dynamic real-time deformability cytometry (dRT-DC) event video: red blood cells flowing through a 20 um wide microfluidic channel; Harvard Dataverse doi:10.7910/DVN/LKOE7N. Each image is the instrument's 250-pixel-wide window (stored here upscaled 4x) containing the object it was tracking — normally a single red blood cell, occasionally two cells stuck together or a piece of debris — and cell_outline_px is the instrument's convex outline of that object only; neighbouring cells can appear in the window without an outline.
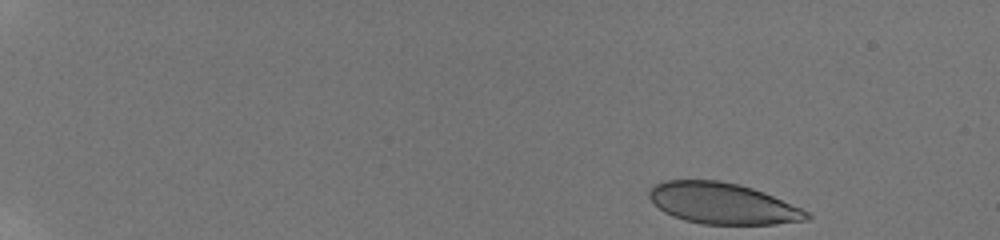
{"species": "human", "species_latin": "Homo sapiens", "temperature_condition": "room temperature", "stored_images_in_passage": 63, "camera_frame_rate_fps": 3000, "um_per_image_px": 0.085, "donor": {"sex": "male"}, "frame": {"image": 1, "passage_image": 1, "time_ms": 0.0, "image_size_px": [1000, 240], "cell_outline_px": [[812, 216], [808, 220], [776, 224], [700, 224], [684, 220], [672, 216], [664, 212], [648, 196], [648, 192], [656, 184], [664, 180], [720, 180], [740, 184], [764, 192], [800, 208], [808, 212]], "centroid_in_image_um": [61.42, 17.29], "position_along_channel_um": 23.6, "area_um2": 37.69}}
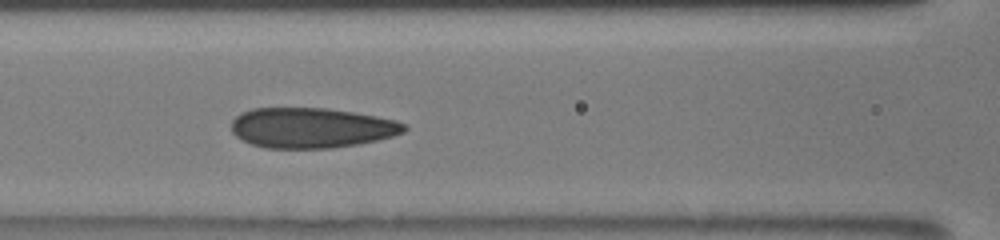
{"frame": {"image": 2, "passage_image": 27, "time_ms": 7.0, "image_size_px": [1000, 240], "cell_outline_px": [[408, 128], [404, 132], [392, 136], [376, 140], [356, 144], [332, 148], [264, 148], [252, 144], [236, 136], [232, 132], [232, 120], [240, 112], [252, 108], [328, 108], [376, 116], [396, 120], [408, 124]], "centroid_in_image_um": [26.47, 10.86], "position_along_channel_um": 140.1, "area_um2": 40.58}}
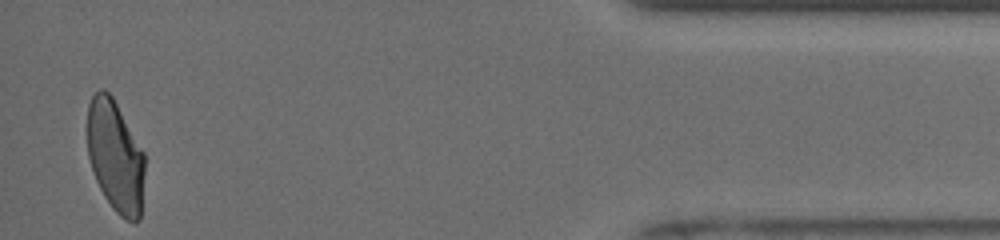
{"frame": {"image": 3, "passage_image": 60, "time_ms": 15.667, "image_size_px": [1000, 240], "cell_outline_px": [[144, 172], [140, 220], [124, 220], [112, 208], [104, 196], [96, 180], [88, 156], [88, 104], [92, 96], [100, 88], [104, 88], [112, 96], [144, 152]], "centroid_in_image_um": [9.8, 13.28], "position_along_channel_um": 425.4, "area_um2": 37.17}, "authors_computed_cell_mechanics": {"area_um2": 39.882, "velocity_mm_per_s": 3.9291, "shape_relaxation_time_tau1_ms": 7.3489, "shape_relaxation_time_tau2_ms": 0.7492, "deformation_change_tau1": 0.1854, "deformation_change_tau2": 0.0619}}